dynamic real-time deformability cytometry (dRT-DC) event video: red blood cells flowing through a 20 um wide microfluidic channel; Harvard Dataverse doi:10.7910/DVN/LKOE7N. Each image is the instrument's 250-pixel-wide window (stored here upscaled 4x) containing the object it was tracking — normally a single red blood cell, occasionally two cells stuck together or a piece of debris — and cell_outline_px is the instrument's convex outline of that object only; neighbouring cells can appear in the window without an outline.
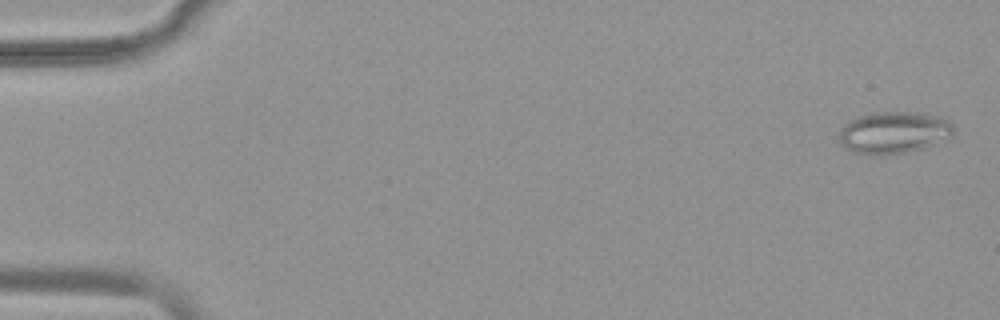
{"species": "common noctule bat (a hibernating species)", "species_latin": "Nyctalus noctula", "temperature_condition": "warm", "stored_images_in_passage": 54, "camera_frame_rate_fps": 3000, "um_per_image_px": 0.085, "animal": {"sex": "female", "body_mass_g": 19.9}, "frame": {"image": 1, "passage_image": 2, "time_ms": 0.333, "image_size_px": [1000, 320], "cell_outline_px": [[956, 132], [952, 136], [936, 144], [924, 148], [908, 152], [876, 156], [868, 156], [852, 152], [840, 144], [836, 136], [840, 128], [848, 120], [856, 116], [868, 112], [916, 112], [940, 116], [948, 120], [952, 124]], "centroid_in_image_um": [75.92, 11.27], "position_along_channel_um": 9.1, "area_um2": 29.02}}
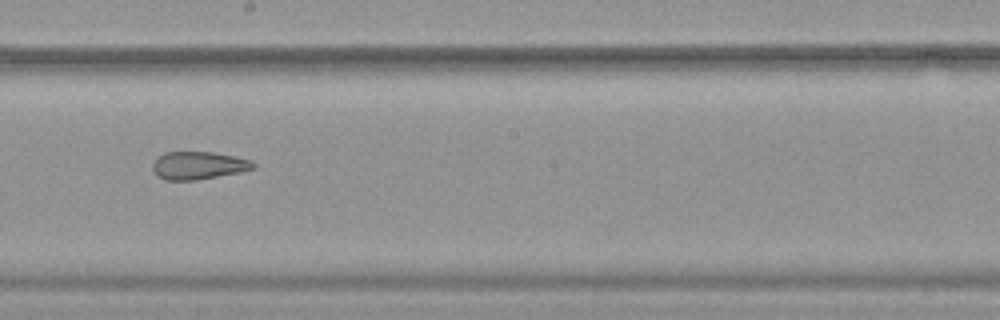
{"frame": {"image": 2, "passage_image": 31, "time_ms": 10.0, "image_size_px": [1000, 320], "cell_outline_px": [[256, 168], [240, 172], [196, 180], [164, 180], [156, 176], [152, 172], [152, 164], [164, 152], [216, 152], [236, 156], [252, 160], [256, 164]], "centroid_in_image_um": [16.88, 14.06], "position_along_channel_um": 231.3, "area_um2": 16.53}}
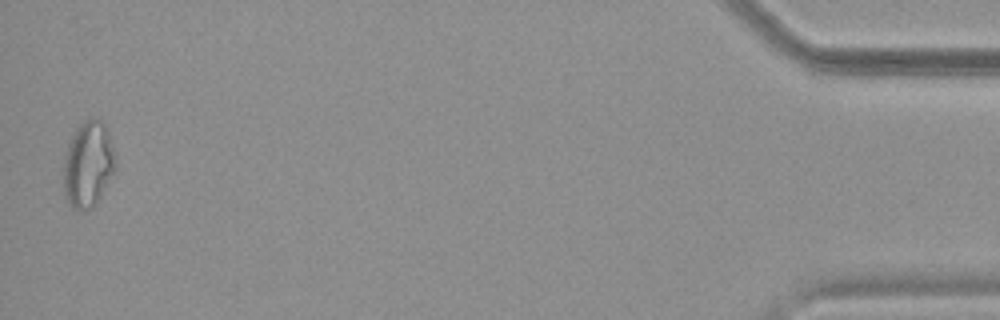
{"frame": {"image": 3, "passage_image": 53, "time_ms": 17.333, "image_size_px": [1000, 320], "cell_outline_px": [[116, 172], [96, 204], [92, 208], [72, 208], [68, 204], [64, 192], [64, 156], [68, 144], [76, 128], [84, 120], [100, 120], [108, 128], [116, 160]], "centroid_in_image_um": [7.52, 13.97], "position_along_channel_um": 427.7, "area_um2": 26.13}, "authors_computed_cell_mechanics": {"area_um2": 22.2241, "velocity_mm_per_s": 3.8355, "shape_relaxation_time_tau1_ms": null, "shape_relaxation_time_tau2_ms": 1.808, "deformation_change_tau1": null, "deformation_change_tau2": 0.0877}}